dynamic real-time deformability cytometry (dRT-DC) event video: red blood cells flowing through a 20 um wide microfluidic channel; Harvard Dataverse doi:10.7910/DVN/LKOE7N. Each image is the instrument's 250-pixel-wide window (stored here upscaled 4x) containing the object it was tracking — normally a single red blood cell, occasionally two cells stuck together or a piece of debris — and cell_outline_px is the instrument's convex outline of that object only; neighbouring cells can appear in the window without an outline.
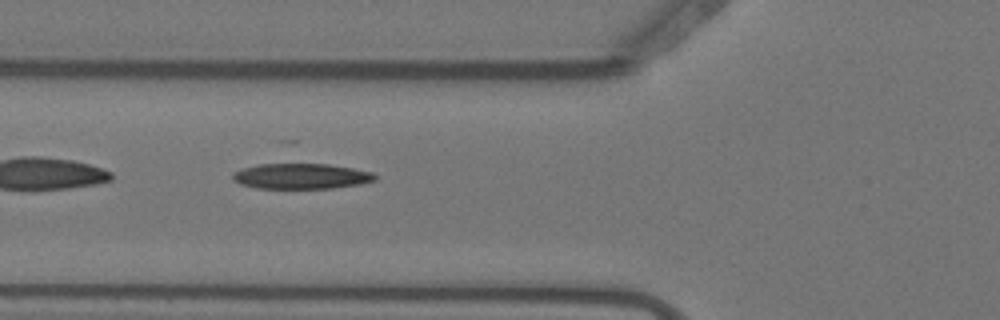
{"species": "Egyptian fruit bat (a non-hibernating species)", "species_latin": "Rousettus aegyptiacus", "temperature_condition": "warm", "stored_images_in_passage": 6, "camera_frame_rate_fps": 3000, "um_per_image_px": 0.085, "animal": {"sex": "female"}, "frame": {"image": 1, "passage_image": 6, "time_ms": 1.667, "image_size_px": [1000, 320], "cell_outline_px": [[376, 180], [360, 184], [332, 188], [256, 188], [240, 184], [232, 180], [232, 172], [244, 168], [260, 164], [328, 164], [352, 168], [372, 172], [376, 176]], "centroid_in_image_um": [25.58, 14.98], "position_along_channel_um": 100.2, "area_um2": 21.04}}